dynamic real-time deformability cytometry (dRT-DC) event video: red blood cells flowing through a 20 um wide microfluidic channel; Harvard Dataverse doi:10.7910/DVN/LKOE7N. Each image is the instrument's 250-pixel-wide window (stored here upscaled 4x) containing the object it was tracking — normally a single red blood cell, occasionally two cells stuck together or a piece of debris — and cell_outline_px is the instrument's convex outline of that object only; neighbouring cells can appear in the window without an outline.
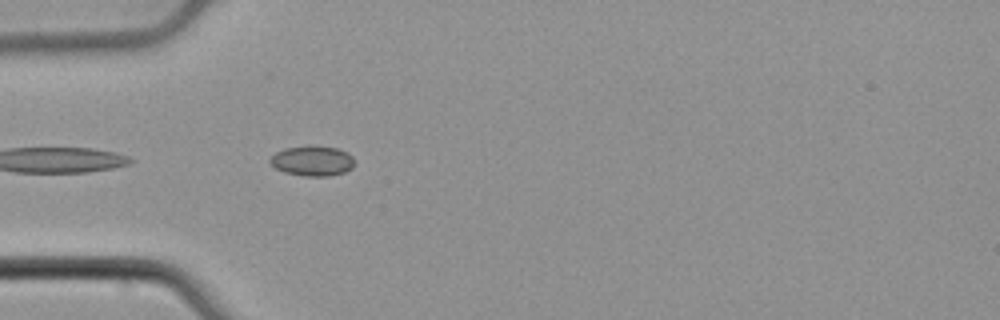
{"species": "common noctule bat (a hibernating species)", "species_latin": "Nyctalus noctula", "temperature_condition": "cold", "stored_images_in_passage": 5, "camera_frame_rate_fps": 3000, "um_per_image_px": 0.085, "animal": {"sex": "male", "body_mass_g": 21.5, "forearm_length_mm": 52.0}, "frame": {"image": 1, "passage_image": 2, "time_ms": 0.333, "image_size_px": [1000, 320], "cell_outline_px": [[352, 168], [344, 172], [328, 176], [304, 176], [284, 172], [276, 168], [268, 160], [276, 152], [284, 148], [336, 148], [348, 152], [352, 156]], "centroid_in_image_um": [26.54, 13.71], "position_along_channel_um": 58.5, "area_um2": 14.16}}